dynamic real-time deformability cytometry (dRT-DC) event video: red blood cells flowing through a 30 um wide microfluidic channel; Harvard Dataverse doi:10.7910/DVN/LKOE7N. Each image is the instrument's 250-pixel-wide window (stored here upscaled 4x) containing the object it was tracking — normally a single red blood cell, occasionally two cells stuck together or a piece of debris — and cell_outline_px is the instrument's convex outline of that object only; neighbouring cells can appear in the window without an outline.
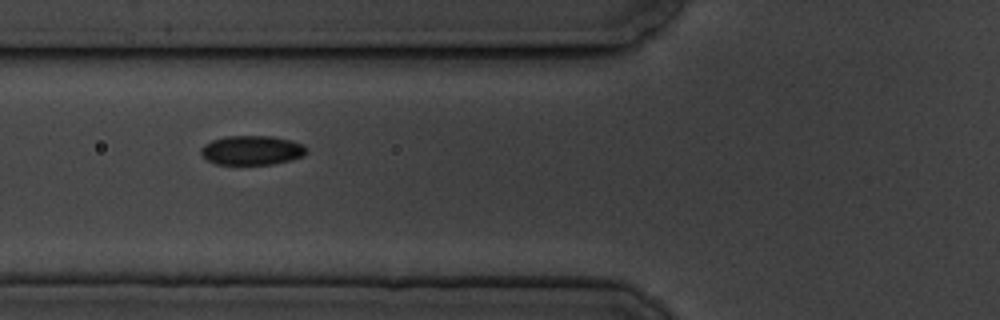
{"species": "common noctule bat (a hibernating species)", "species_latin": "Nyctalus noctula", "temperature_condition": "cold", "stored_images_in_passage": 11, "camera_frame_rate_fps": 3000, "um_per_image_px": 0.085, "animal": {"sex": "male", "body_mass_g": 19.5, "forearm_length_mm": 54.6}, "frame": {"image": 1, "passage_image": 6, "time_ms": 6.333, "image_size_px": [1000, 320], "cell_outline_px": [[308, 152], [304, 156], [272, 164], [216, 164], [208, 160], [200, 152], [200, 148], [204, 144], [212, 140], [224, 136], [272, 136], [292, 140], [304, 144], [308, 148]], "centroid_in_image_um": [21.44, 12.76], "position_along_channel_um": 104.4, "area_um2": 18.15}}
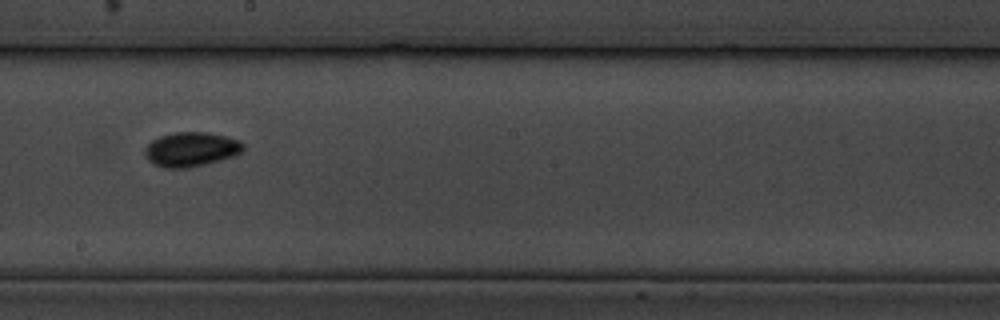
{"frame": {"image": 2, "passage_image": 9, "time_ms": 10.0, "image_size_px": [1000, 320], "cell_outline_px": [[244, 148], [236, 156], [188, 168], [164, 168], [152, 164], [148, 160], [144, 152], [144, 148], [152, 140], [160, 136], [172, 132], [208, 132], [228, 136], [240, 140], [244, 144]], "centroid_in_image_um": [16.24, 12.69], "position_along_channel_um": 232.0, "area_um2": 20.0}}
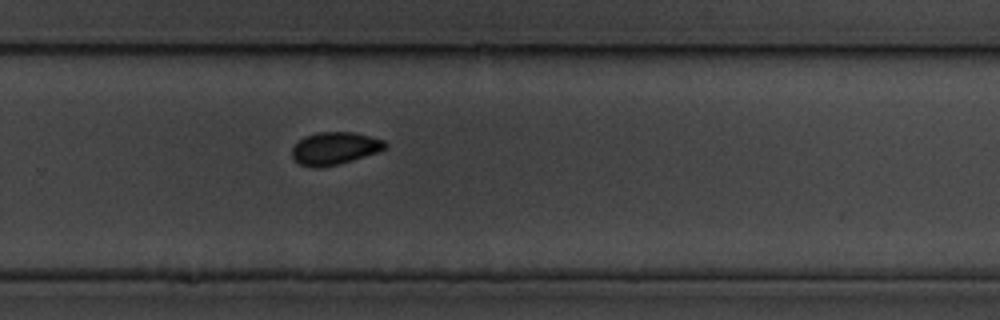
{"frame": {"image": 3, "passage_image": 11, "time_ms": 12.0, "image_size_px": [1000, 320], "cell_outline_px": [[388, 144], [380, 152], [352, 160], [320, 168], [312, 168], [300, 164], [292, 156], [292, 148], [304, 136], [320, 132], [352, 132], [384, 140]], "centroid_in_image_um": [28.45, 12.61], "position_along_channel_um": 301.3, "area_um2": 17.51}}